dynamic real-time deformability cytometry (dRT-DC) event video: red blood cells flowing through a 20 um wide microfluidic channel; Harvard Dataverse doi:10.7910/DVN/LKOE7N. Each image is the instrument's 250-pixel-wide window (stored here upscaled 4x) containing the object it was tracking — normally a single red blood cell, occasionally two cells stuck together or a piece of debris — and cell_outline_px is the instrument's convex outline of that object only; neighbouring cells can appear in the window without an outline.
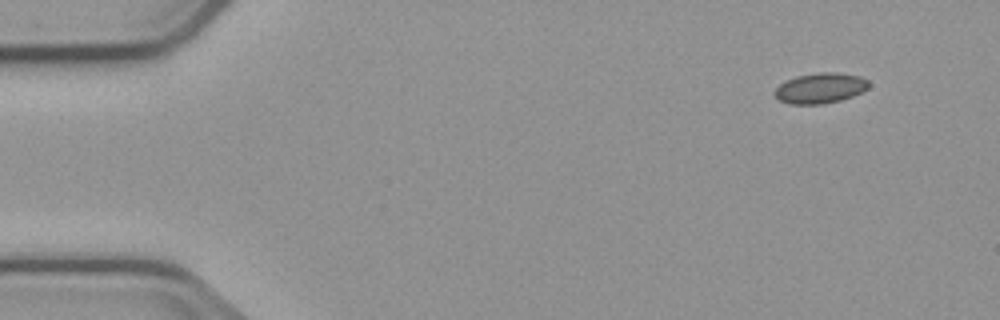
{"species": "common noctule bat (a hibernating species)", "species_latin": "Nyctalus noctula", "temperature_condition": "cold", "stored_images_in_passage": 4, "camera_frame_rate_fps": 3000, "um_per_image_px": 0.085, "animal": {"sex": "male", "body_mass_g": 23.1, "forearm_length_mm": 52.7}, "frame": {"image": 1, "passage_image": 1, "time_ms": 0.0, "image_size_px": [1000, 320], "cell_outline_px": [[868, 88], [852, 96], [840, 100], [824, 104], [788, 104], [780, 100], [772, 92], [780, 84], [796, 76], [820, 72], [836, 72], [860, 76], [868, 80]], "centroid_in_image_um": [69.71, 7.49], "position_along_channel_um": 15.3, "area_um2": 16.59}}